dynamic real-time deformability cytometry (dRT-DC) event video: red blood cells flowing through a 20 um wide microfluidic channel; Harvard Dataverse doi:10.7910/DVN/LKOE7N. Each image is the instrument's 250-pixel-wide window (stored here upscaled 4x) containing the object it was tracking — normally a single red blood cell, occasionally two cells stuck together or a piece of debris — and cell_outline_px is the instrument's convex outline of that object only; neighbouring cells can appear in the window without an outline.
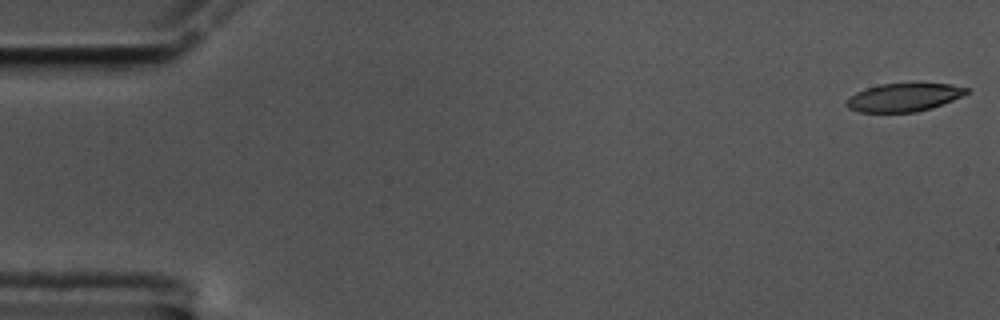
{"species": "common noctule bat (a hibernating species)", "species_latin": "Nyctalus noctula", "temperature_condition": "cold", "stored_images_in_passage": 55, "camera_frame_rate_fps": 3000, "um_per_image_px": 0.085, "animal": {"sex": "male", "body_mass_g": 17.5, "forearm_length_mm": 52.3}, "frame": {"image": 1, "passage_image": 1, "time_ms": 0.0, "image_size_px": [1000, 320], "cell_outline_px": [[968, 92], [952, 100], [932, 108], [916, 112], [860, 112], [848, 108], [844, 104], [848, 96], [856, 92], [880, 84], [952, 84], [968, 88]], "centroid_in_image_um": [76.77, 8.29], "position_along_channel_um": 8.2, "area_um2": 19.54}}
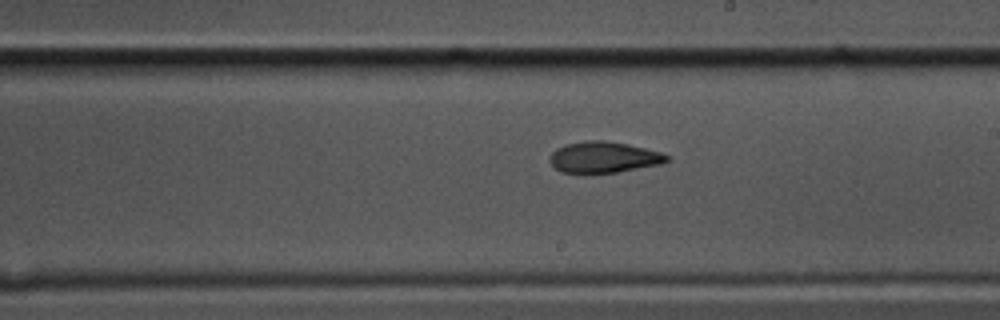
{"frame": {"image": 2, "passage_image": 32, "time_ms": 10.333, "image_size_px": [1000, 320], "cell_outline_px": [[668, 160], [660, 164], [616, 172], [584, 176], [580, 176], [560, 172], [552, 168], [548, 160], [552, 152], [556, 148], [564, 144], [584, 140], [604, 140], [628, 144], [660, 152], [668, 156]], "centroid_in_image_um": [51.18, 13.4], "position_along_channel_um": 237.8, "area_um2": 22.02}}
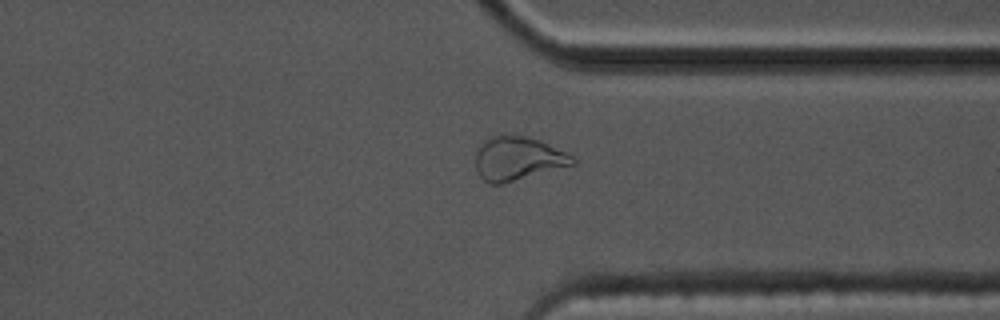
{"frame": {"image": 3, "passage_image": 43, "time_ms": 14.0, "image_size_px": [1000, 320], "cell_outline_px": [[576, 164], [500, 184], [488, 184], [480, 176], [476, 168], [476, 148], [484, 140], [496, 132], [500, 132], [524, 136], [540, 140], [572, 156], [576, 160]], "centroid_in_image_um": [43.96, 13.44], "position_along_channel_um": 367.4, "area_um2": 24.97}, "authors_computed_cell_mechanics": {"area_um2": 21.7906, "velocity_mm_per_s": 3.5435, "shape_relaxation_time_tau1_ms": 10.8938, "shape_relaxation_time_tau2_ms": 3.9053, "deformation_change_tau1": 0.2251, "deformation_change_tau2": 0.0916}}